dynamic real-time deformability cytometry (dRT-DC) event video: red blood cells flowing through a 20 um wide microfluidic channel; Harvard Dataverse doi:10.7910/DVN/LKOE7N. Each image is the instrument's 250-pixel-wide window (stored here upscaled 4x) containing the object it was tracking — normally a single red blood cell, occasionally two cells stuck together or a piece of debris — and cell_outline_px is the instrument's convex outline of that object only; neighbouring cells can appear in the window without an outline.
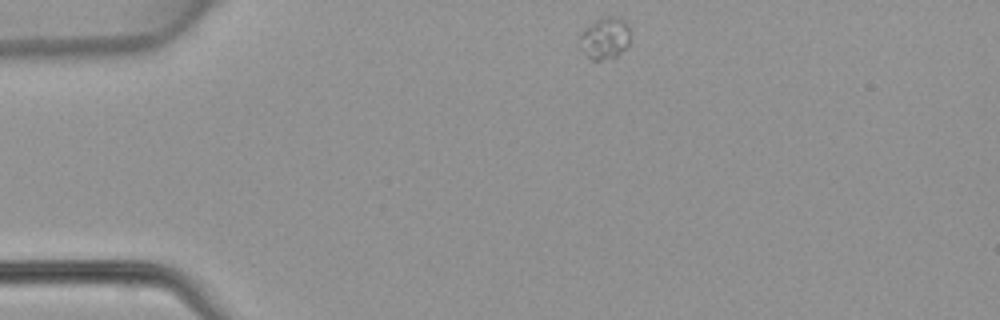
{"species": "common noctule bat (a hibernating species)", "species_latin": "Nyctalus noctula", "temperature_condition": "warm", "stored_images_in_passage": 40, "camera_frame_rate_fps": 3000, "um_per_image_px": 0.085, "animal": {"sex": "female", "body_mass_g": 22.7, "forearm_length_mm": 54.2}, "frame": {"image": 1, "passage_image": 1, "time_ms": 0.0, "image_size_px": [1000, 320], "cell_outline_px": [[628, 48], [612, 60], [592, 60], [580, 48], [580, 32], [588, 24], [604, 16], [616, 16], [628, 24]], "centroid_in_image_um": [51.41, 3.26], "position_along_channel_um": 33.6, "area_um2": 12.54}}
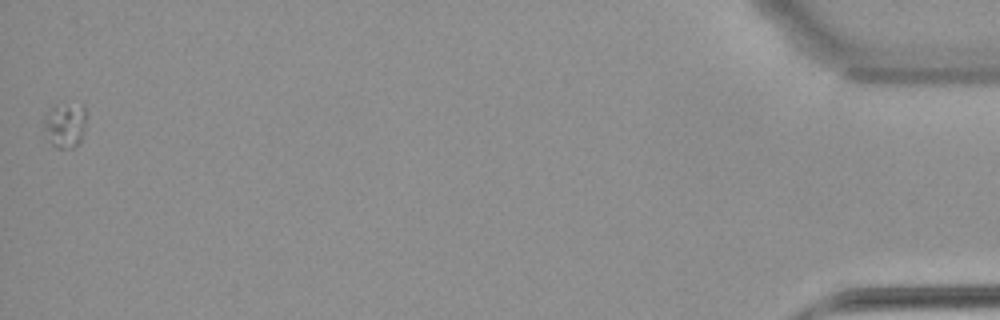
{"frame": {"image": 2, "passage_image": 40, "time_ms": 13.0, "image_size_px": [1000, 320], "cell_outline_px": [[84, 128], [80, 144], [72, 148], [56, 148], [52, 144], [44, 128], [44, 112], [52, 104], [84, 104]], "centroid_in_image_um": [5.5, 10.6], "position_along_channel_um": 429.7, "area_um2": 11.27}}